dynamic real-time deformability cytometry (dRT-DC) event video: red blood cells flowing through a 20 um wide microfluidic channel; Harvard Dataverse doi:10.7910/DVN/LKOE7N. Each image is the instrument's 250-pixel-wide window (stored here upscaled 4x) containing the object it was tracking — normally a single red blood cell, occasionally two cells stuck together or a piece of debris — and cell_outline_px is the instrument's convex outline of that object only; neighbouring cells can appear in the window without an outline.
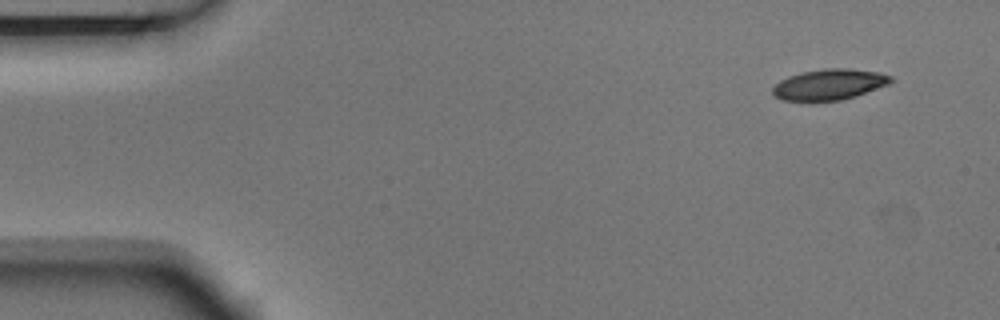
{"species": "Egyptian fruit bat (a non-hibernating species)", "species_latin": "Rousettus aegyptiacus", "temperature_condition": "room temperature", "stored_images_in_passage": 4, "camera_frame_rate_fps": 3000, "um_per_image_px": 0.085, "animal": {"sex": "male"}, "frame": {"image": 1, "passage_image": 1, "time_ms": 0.0, "image_size_px": [1000, 320], "cell_outline_px": [[896, 80], [892, 84], [856, 96], [840, 100], [780, 100], [772, 92], [772, 88], [780, 80], [788, 76], [804, 72], [824, 68], [848, 68], [880, 72], [892, 76]], "centroid_in_image_um": [70.57, 7.16], "position_along_channel_um": 14.4, "area_um2": 21.33}}
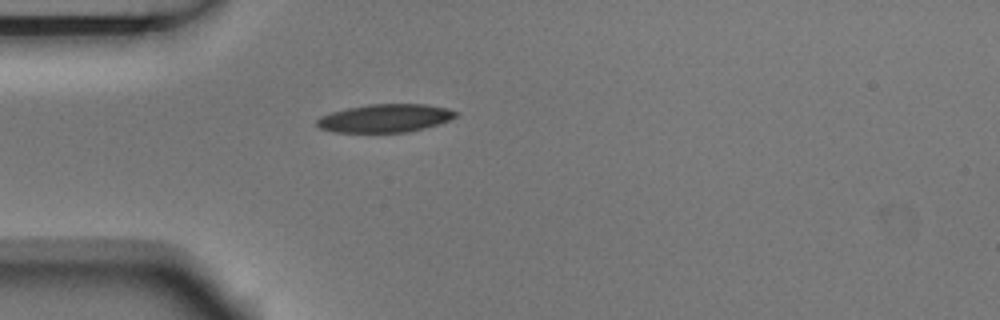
{"frame": {"image": 2, "passage_image": 4, "time_ms": 1.0, "image_size_px": [1000, 320], "cell_outline_px": [[460, 112], [456, 116], [448, 120], [424, 128], [404, 132], [332, 132], [320, 128], [316, 124], [316, 120], [320, 116], [332, 112], [348, 108], [368, 104], [428, 104], [448, 108]], "centroid_in_image_um": [32.73, 10.04], "position_along_channel_um": 52.3, "area_um2": 22.72}}